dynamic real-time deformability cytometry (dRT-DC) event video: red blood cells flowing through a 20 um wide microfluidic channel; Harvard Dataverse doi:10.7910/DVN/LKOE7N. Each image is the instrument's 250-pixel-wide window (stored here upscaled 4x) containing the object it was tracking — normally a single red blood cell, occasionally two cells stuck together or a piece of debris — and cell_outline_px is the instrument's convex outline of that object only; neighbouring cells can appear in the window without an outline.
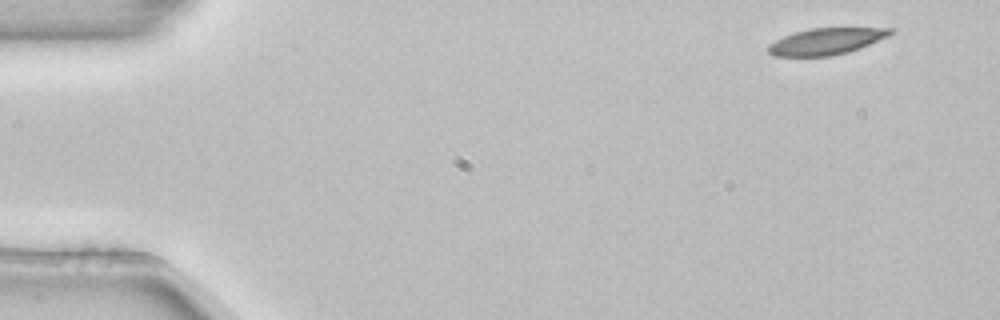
{"species": "common noctule bat (a hibernating species)", "species_latin": "Nyctalus noctula", "temperature_condition": "room temperature", "stored_images_in_passage": 5, "camera_frame_rate_fps": 3000, "um_per_image_px": 0.085, "animal": {"sex": "female", "body_mass_g": 22.7, "forearm_length_mm": 54.2}, "frame": {"image": 1, "passage_image": 1, "time_ms": 0.0, "image_size_px": [1000, 320], "cell_outline_px": [[892, 32], [888, 36], [860, 48], [848, 52], [832, 56], [772, 56], [764, 48], [768, 44], [784, 36], [808, 28], [892, 28]], "centroid_in_image_um": [70.16, 3.52], "position_along_channel_um": 14.8, "area_um2": 18.84}}
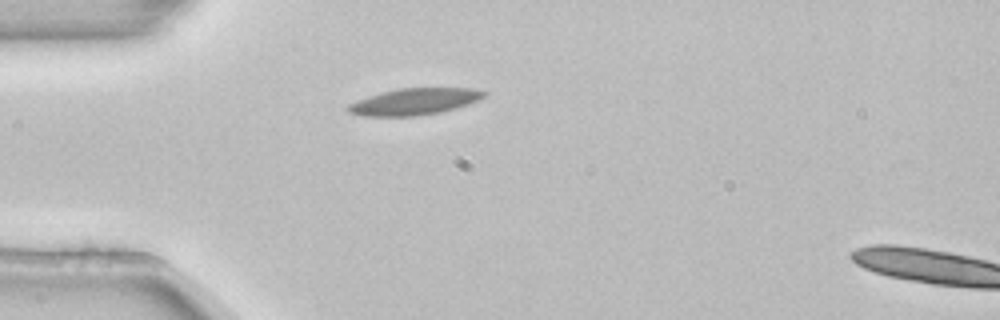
{"frame": {"image": 2, "passage_image": 4, "time_ms": 1.0, "image_size_px": [1000, 320], "cell_outline_px": [[488, 92], [484, 96], [476, 100], [456, 108], [440, 112], [416, 116], [360, 116], [348, 112], [344, 108], [348, 104], [368, 96], [380, 92], [396, 88], [472, 88]], "centroid_in_image_um": [35.15, 8.63], "position_along_channel_um": 49.9, "area_um2": 21.1}}